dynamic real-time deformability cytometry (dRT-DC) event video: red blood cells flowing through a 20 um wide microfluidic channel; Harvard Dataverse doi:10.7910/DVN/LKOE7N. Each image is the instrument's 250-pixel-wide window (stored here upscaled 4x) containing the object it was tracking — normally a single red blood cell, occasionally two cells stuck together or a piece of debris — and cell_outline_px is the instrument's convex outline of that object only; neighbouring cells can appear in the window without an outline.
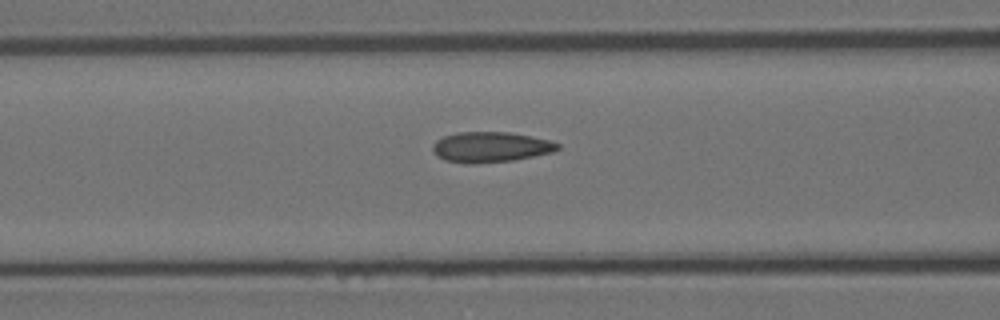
{"species": "Egyptian fruit bat (a non-hibernating species)", "species_latin": "Rousettus aegyptiacus", "temperature_condition": "room temperature", "stored_images_in_passage": 40, "camera_frame_rate_fps": 3000, "um_per_image_px": 0.085, "animal": {"sex": "female"}, "frame": {"image": 1, "passage_image": 17, "time_ms": 5.333, "image_size_px": [1000, 320], "cell_outline_px": [[560, 148], [552, 152], [512, 160], [476, 164], [468, 164], [444, 160], [432, 148], [432, 144], [436, 140], [444, 136], [460, 132], [508, 132], [548, 140], [560, 144]], "centroid_in_image_um": [41.68, 12.5], "position_along_channel_um": 124.9, "area_um2": 21.85}}
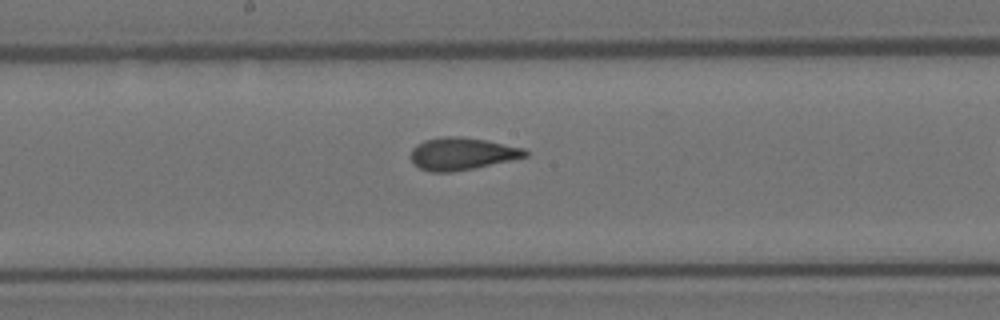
{"frame": {"image": 2, "passage_image": 24, "time_ms": 7.667, "image_size_px": [1000, 320], "cell_outline_px": [[528, 156], [512, 160], [452, 172], [432, 172], [420, 168], [412, 160], [412, 148], [416, 144], [424, 140], [440, 136], [460, 136], [484, 140], [524, 148], [528, 152]], "centroid_in_image_um": [39.26, 13.06], "position_along_channel_um": 208.9, "area_um2": 21.39}}
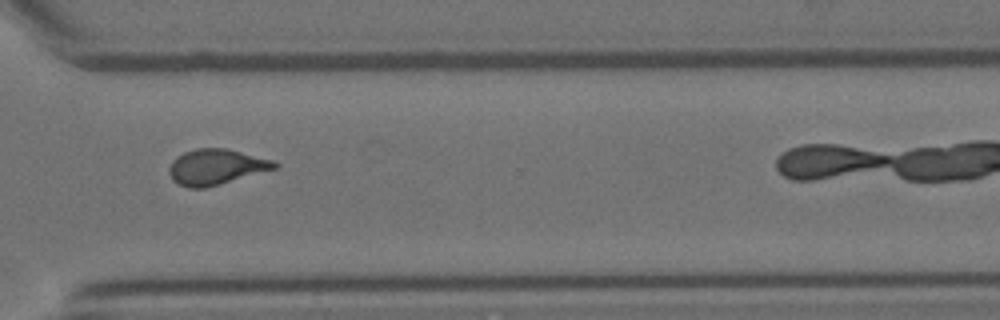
{"frame": {"image": 3, "passage_image": 36, "time_ms": 11.667, "image_size_px": [1000, 320], "cell_outline_px": [[280, 164], [276, 168], [220, 184], [204, 188], [188, 188], [172, 180], [168, 172], [168, 168], [172, 160], [176, 156], [184, 152], [196, 148], [228, 148], [272, 160]], "centroid_in_image_um": [18.33, 14.18], "position_along_channel_um": 352.3, "area_um2": 21.85}}